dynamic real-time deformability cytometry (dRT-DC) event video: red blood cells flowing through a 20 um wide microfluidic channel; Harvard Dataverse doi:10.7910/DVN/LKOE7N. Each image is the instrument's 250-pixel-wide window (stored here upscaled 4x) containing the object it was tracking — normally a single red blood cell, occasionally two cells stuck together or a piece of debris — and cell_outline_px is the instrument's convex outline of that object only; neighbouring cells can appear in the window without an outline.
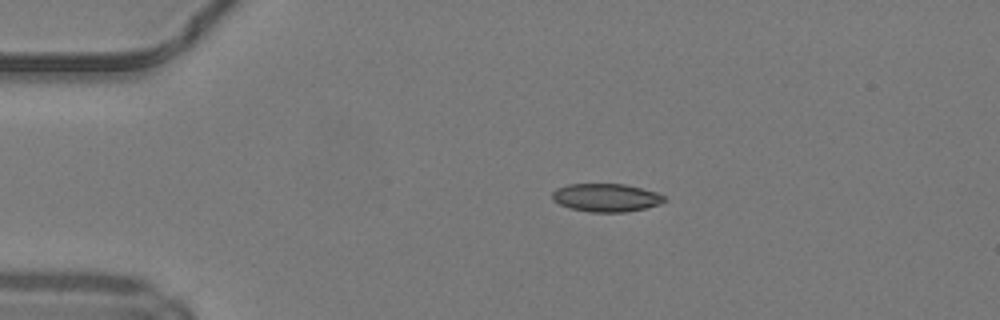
{"species": "common noctule bat (a hibernating species)", "species_latin": "Nyctalus noctula", "temperature_condition": "warm", "stored_images_in_passage": 39, "camera_frame_rate_fps": 3000, "um_per_image_px": 0.085, "animal": {"sex": "male", "body_mass_g": 19.2, "forearm_length_mm": 51.8}, "frame": {"image": 1, "passage_image": 1, "time_ms": 0.0, "image_size_px": [1000, 320], "cell_outline_px": [[668, 200], [660, 204], [628, 212], [588, 212], [568, 208], [552, 200], [552, 192], [556, 188], [568, 184], [624, 184], [656, 192], [664, 196]], "centroid_in_image_um": [51.5, 16.8], "position_along_channel_um": 33.5, "area_um2": 18.5}}
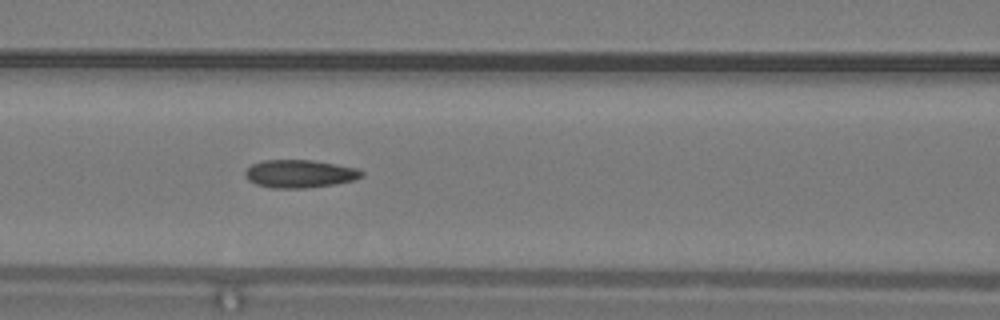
{"frame": {"image": 2, "passage_image": 12, "time_ms": 3.667, "image_size_px": [1000, 320], "cell_outline_px": [[364, 176], [356, 180], [336, 184], [308, 188], [272, 188], [256, 184], [248, 180], [244, 176], [244, 172], [252, 164], [264, 160], [312, 160], [356, 168], [364, 172]], "centroid_in_image_um": [25.48, 14.78], "position_along_channel_um": 141.1, "area_um2": 19.07}}
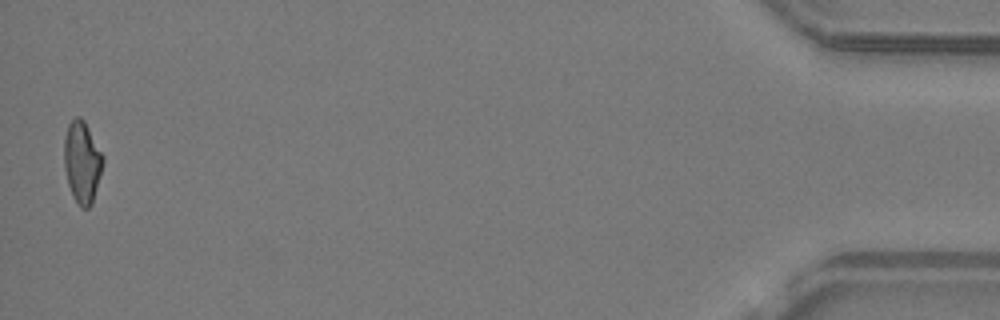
{"frame": {"image": 3, "passage_image": 39, "time_ms": 12.667, "image_size_px": [1000, 320], "cell_outline_px": [[104, 160], [92, 204], [88, 208], [80, 208], [72, 196], [68, 184], [64, 168], [64, 140], [68, 124], [76, 116], [80, 116], [84, 120], [104, 156]], "centroid_in_image_um": [6.97, 13.78], "position_along_channel_um": 428.2, "area_um2": 18.55}, "authors_computed_cell_mechanics": {"area_um2": 18.5538, "velocity_mm_per_s": 4.2439, "shape_relaxation_time_tau1_ms": null, "shape_relaxation_time_tau2_ms": 3.1136, "deformation_change_tau1": null, "deformation_change_tau2": 0.1087}}